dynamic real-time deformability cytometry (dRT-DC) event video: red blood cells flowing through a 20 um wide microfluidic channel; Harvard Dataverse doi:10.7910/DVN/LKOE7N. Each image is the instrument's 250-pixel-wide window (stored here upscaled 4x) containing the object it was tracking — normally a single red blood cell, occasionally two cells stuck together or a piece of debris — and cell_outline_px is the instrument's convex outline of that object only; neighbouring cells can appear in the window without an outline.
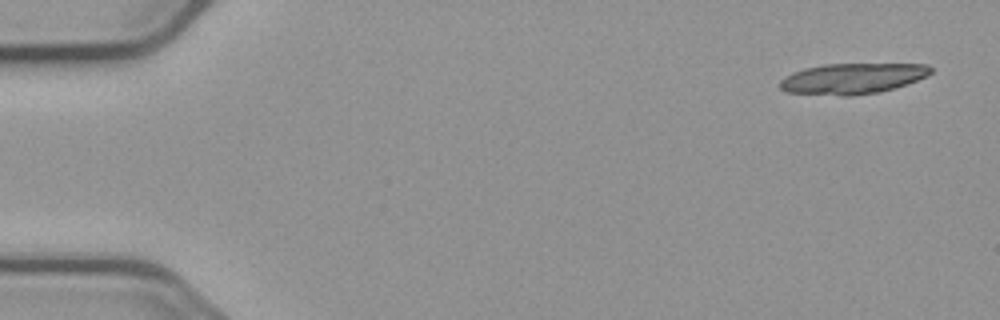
{"species": "common noctule bat (a hibernating species)", "species_latin": "Nyctalus noctula", "temperature_condition": "cold", "stored_images_in_passage": 6, "camera_frame_rate_fps": 3000, "um_per_image_px": 0.085, "animal": {"sex": "male", "body_mass_g": 23.1, "forearm_length_mm": 52.7}, "frame": {"image": 1, "passage_image": 1, "time_ms": 0.0, "image_size_px": [1000, 320], "cell_outline_px": [[932, 72], [928, 76], [896, 88], [880, 92], [852, 96], [840, 96], [784, 92], [780, 88], [780, 80], [784, 76], [792, 72], [804, 68], [824, 64], [928, 64], [932, 68]], "centroid_in_image_um": [72.45, 6.68], "position_along_channel_um": 12.6, "area_um2": 27.34}}